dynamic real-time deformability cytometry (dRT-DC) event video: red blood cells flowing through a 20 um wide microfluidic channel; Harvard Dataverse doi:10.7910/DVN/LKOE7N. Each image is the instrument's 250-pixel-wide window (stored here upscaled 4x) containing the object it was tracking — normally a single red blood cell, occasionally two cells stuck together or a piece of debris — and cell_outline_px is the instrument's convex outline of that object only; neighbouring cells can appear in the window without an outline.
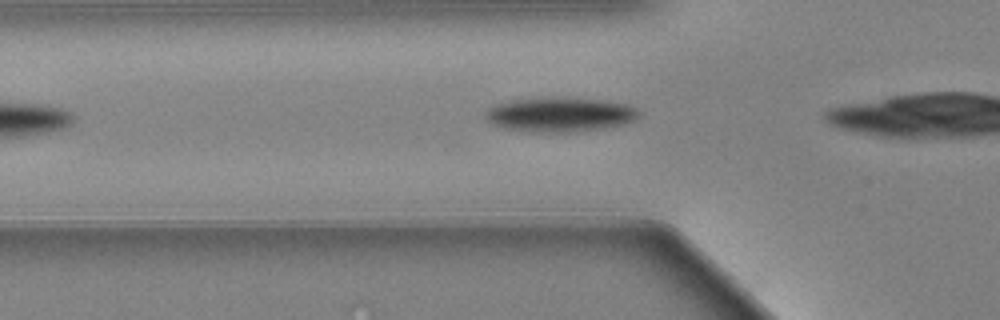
{"species": "Egyptian fruit bat (a non-hibernating species)", "species_latin": "Rousettus aegyptiacus", "temperature_condition": "warm", "stored_images_in_passage": 21, "camera_frame_rate_fps": 3000, "um_per_image_px": 0.085, "animal": {"sex": "female"}, "frame": {"image": 1, "passage_image": 6, "time_ms": 1.667, "image_size_px": [1000, 320], "cell_outline_px": [[640, 116], [636, 120], [624, 124], [604, 128], [576, 132], [520, 132], [504, 128], [492, 124], [484, 116], [488, 108], [496, 104], [516, 100], [600, 100], [628, 104], [636, 108], [640, 112]], "centroid_in_image_um": [47.62, 9.8], "position_along_channel_um": 78.2, "area_um2": 30.06}}
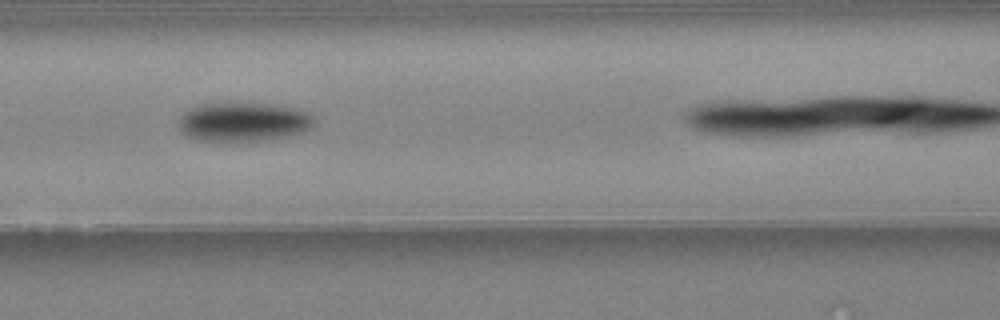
{"frame": {"image": 2, "passage_image": 12, "time_ms": 3.667, "image_size_px": [1000, 320], "cell_outline_px": [[316, 124], [292, 136], [240, 144], [200, 140], [188, 136], [180, 128], [180, 116], [184, 112], [200, 104], [268, 104], [296, 108], [308, 112], [316, 120]], "centroid_in_image_um": [20.73, 10.41], "position_along_channel_um": 145.9, "area_um2": 31.21}}
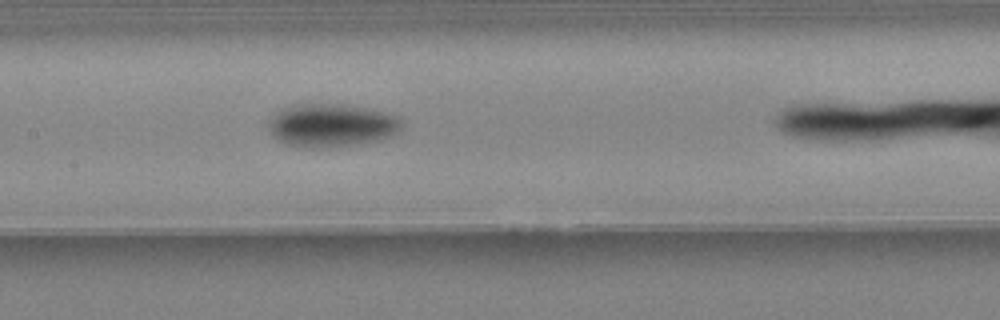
{"frame": {"image": 3, "passage_image": 15, "time_ms": 4.667, "image_size_px": [1000, 320], "cell_outline_px": [[400, 128], [396, 132], [380, 140], [356, 144], [324, 148], [312, 148], [288, 144], [276, 140], [272, 136], [268, 128], [268, 124], [276, 112], [292, 104], [348, 104], [372, 108], [392, 112], [400, 116]], "centroid_in_image_um": [28.19, 10.63], "position_along_channel_um": 179.2, "area_um2": 33.87}}